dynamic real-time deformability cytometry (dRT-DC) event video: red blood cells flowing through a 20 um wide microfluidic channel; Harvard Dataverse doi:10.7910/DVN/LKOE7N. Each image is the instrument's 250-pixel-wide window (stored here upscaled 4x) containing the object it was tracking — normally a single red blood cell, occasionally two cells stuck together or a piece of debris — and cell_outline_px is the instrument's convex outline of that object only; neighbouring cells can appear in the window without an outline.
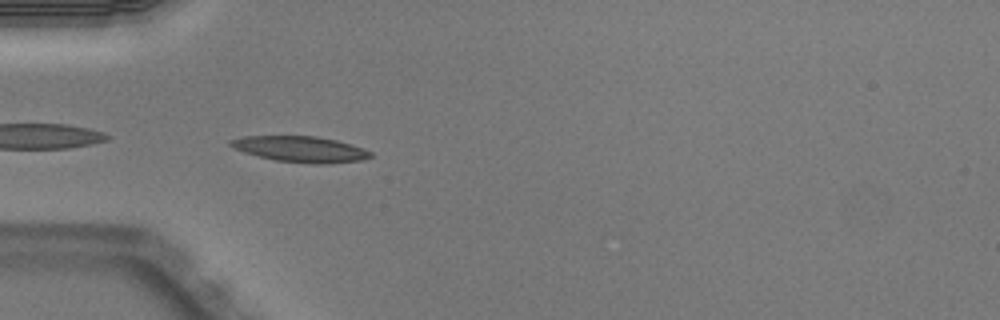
{"species": "Egyptian fruit bat (a non-hibernating species)", "species_latin": "Rousettus aegyptiacus", "temperature_condition": "warm", "stored_images_in_passage": 36, "camera_frame_rate_fps": 3000, "um_per_image_px": 0.085, "animal": {"sex": "male"}, "frame": {"image": 1, "passage_image": 1, "time_ms": 0.0, "image_size_px": [1000, 320], "cell_outline_px": [[372, 156], [360, 160], [320, 164], [276, 160], [244, 152], [228, 144], [228, 140], [244, 136], [316, 136], [336, 140], [372, 152]], "centroid_in_image_um": [25.5, 12.66], "position_along_channel_um": 59.5, "area_um2": 20.58}}
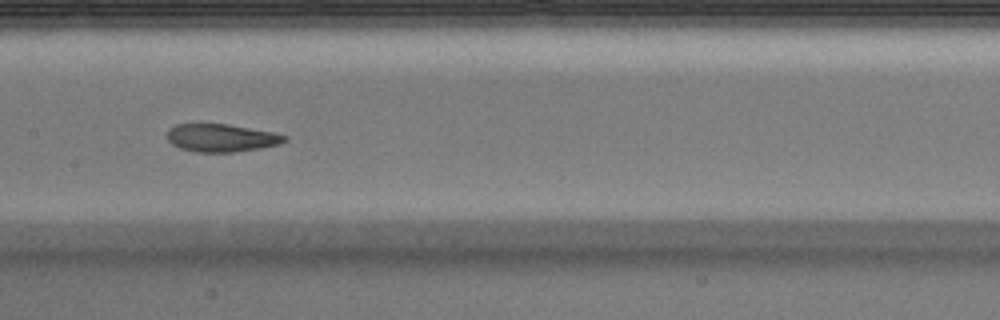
{"frame": {"image": 2, "passage_image": 11, "time_ms": 3.333, "image_size_px": [1000, 320], "cell_outline_px": [[288, 140], [276, 144], [260, 148], [236, 152], [196, 152], [180, 148], [172, 144], [168, 140], [168, 128], [176, 124], [228, 124], [272, 132], [288, 136]], "centroid_in_image_um": [18.8, 11.72], "position_along_channel_um": 188.6, "area_um2": 18.96}, "authors_computed_cell_mechanics": {"area_um2": 20.3745, "velocity_mm_per_s": 3.9912, "shape_relaxation_time_tau1_ms": 3.0307, "shape_relaxation_time_tau2_ms": 1.8312, "deformation_change_tau1": 0.1547, "deformation_change_tau2": 0.0663}}